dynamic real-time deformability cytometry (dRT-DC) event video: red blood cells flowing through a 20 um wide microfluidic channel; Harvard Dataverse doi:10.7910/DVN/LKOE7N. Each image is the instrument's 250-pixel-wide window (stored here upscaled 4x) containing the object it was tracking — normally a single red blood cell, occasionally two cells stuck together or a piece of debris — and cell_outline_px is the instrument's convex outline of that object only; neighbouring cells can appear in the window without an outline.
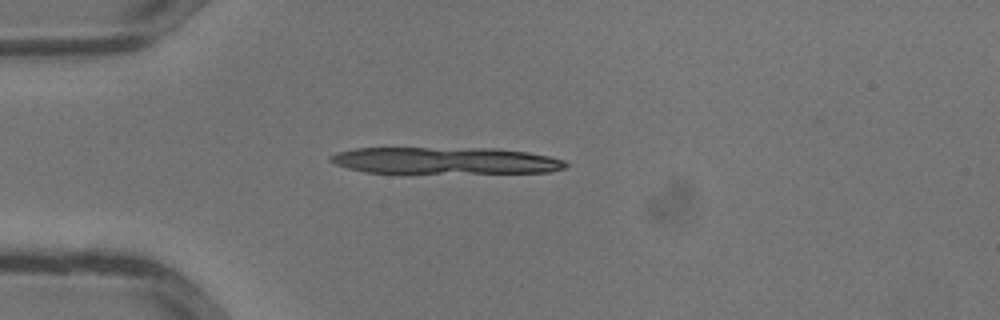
{"species": "common noctule bat (a hibernating species)", "species_latin": "Nyctalus noctula", "temperature_condition": "warm", "stored_images_in_passage": 29, "segment_of_instrument_passage": [1, 2], "camera_frame_rate_fps": 3000, "um_per_image_px": 0.085, "animal": {"sex": "male", "body_mass_g": 13.3}, "frame": {"image": 1, "passage_image": 4, "time_ms": 1.0, "image_size_px": [1000, 320], "cell_outline_px": [[568, 164], [564, 168], [552, 172], [408, 176], [400, 176], [364, 172], [348, 168], [336, 164], [328, 160], [328, 156], [336, 152], [356, 148], [492, 148], [528, 152], [548, 156], [564, 160]], "centroid_in_image_um": [37.78, 13.71], "position_along_channel_um": 47.2, "area_um2": 39.19}}